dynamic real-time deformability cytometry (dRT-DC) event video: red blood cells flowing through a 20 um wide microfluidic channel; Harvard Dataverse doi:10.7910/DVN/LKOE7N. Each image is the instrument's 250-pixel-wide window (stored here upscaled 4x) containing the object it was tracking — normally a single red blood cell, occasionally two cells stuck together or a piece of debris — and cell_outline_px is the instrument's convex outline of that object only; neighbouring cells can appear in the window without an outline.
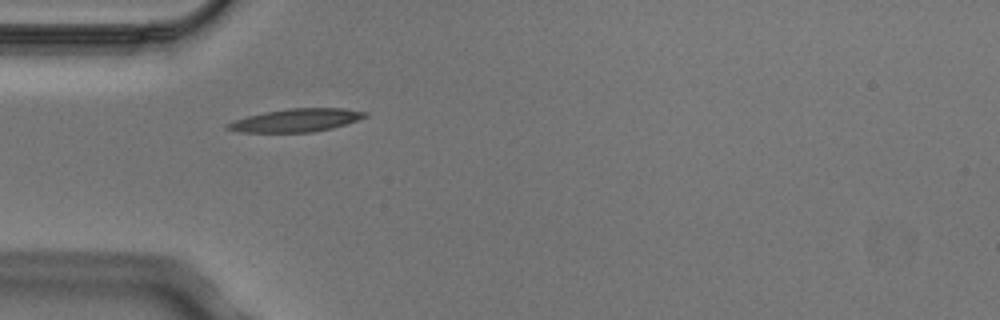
{"species": "Egyptian fruit bat (a non-hibernating species)", "species_latin": "Rousettus aegyptiacus", "temperature_condition": "cold", "stored_images_in_passage": 10, "camera_frame_rate_fps": 3000, "um_per_image_px": 0.085, "animal": {"sex": "male"}, "frame": {"image": 1, "passage_image": 4, "time_ms": 1.0, "image_size_px": [1000, 320], "cell_outline_px": [[368, 116], [332, 128], [312, 132], [240, 132], [224, 128], [224, 124], [232, 120], [264, 112], [288, 108], [344, 108], [368, 112]], "centroid_in_image_um": [25.12, 10.22], "position_along_channel_um": 59.9, "area_um2": 18.5}}
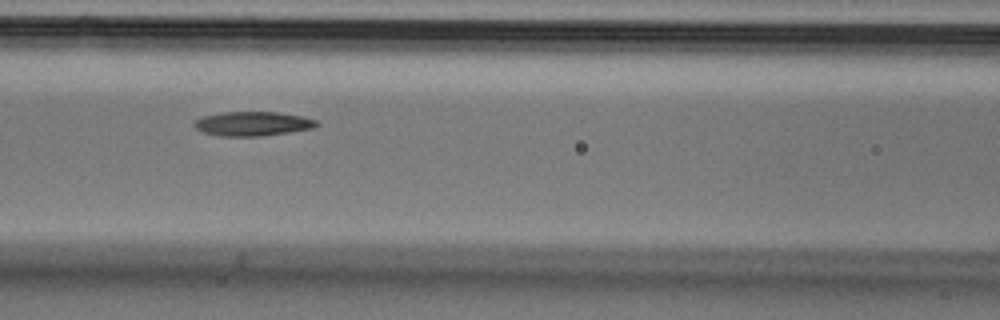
{"frame": {"image": 2, "passage_image": 6, "time_ms": 1.667, "image_size_px": [1000, 320], "cell_outline_px": [[320, 124], [316, 128], [260, 136], [220, 136], [204, 132], [196, 128], [192, 124], [192, 120], [204, 116], [220, 112], [280, 112], [300, 116], [316, 120]], "centroid_in_image_um": [21.46, 10.51], "position_along_channel_um": 145.1, "area_um2": 17.4}}
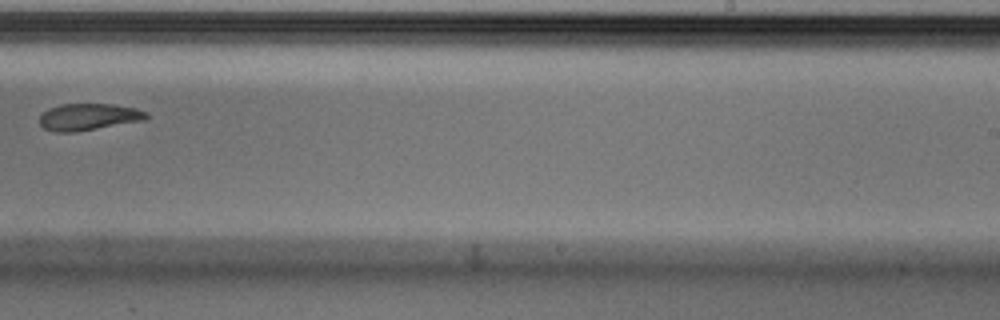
{"frame": {"image": 3, "passage_image": 9, "time_ms": 2.667, "image_size_px": [1000, 320], "cell_outline_px": [[148, 116], [144, 120], [76, 132], [56, 132], [44, 128], [40, 124], [40, 116], [48, 108], [60, 104], [112, 104], [136, 108], [148, 112]], "centroid_in_image_um": [7.53, 9.93], "position_along_channel_um": 281.5, "area_um2": 16.65}}